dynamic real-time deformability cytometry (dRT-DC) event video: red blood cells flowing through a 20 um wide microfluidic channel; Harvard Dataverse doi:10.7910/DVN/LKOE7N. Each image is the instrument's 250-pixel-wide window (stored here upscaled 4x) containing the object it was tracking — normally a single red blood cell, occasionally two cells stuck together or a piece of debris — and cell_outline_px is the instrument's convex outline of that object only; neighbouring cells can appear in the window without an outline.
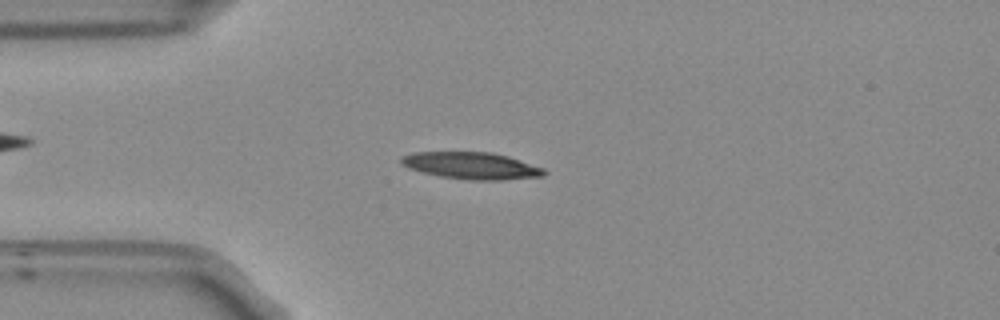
{"species": "Egyptian fruit bat (a non-hibernating species)", "species_latin": "Rousettus aegyptiacus", "temperature_condition": "room temperature", "stored_images_in_passage": 52, "camera_frame_rate_fps": 3000, "um_per_image_px": 0.085, "frame": {"image": 1, "passage_image": 12, "time_ms": 3.667, "image_size_px": [1000, 320], "cell_outline_px": [[548, 172], [544, 176], [500, 180], [468, 180], [440, 176], [408, 168], [400, 164], [400, 156], [412, 152], [492, 152], [508, 156], [544, 168]], "centroid_in_image_um": [40.06, 14.08], "position_along_channel_um": 44.9, "area_um2": 22.54}}
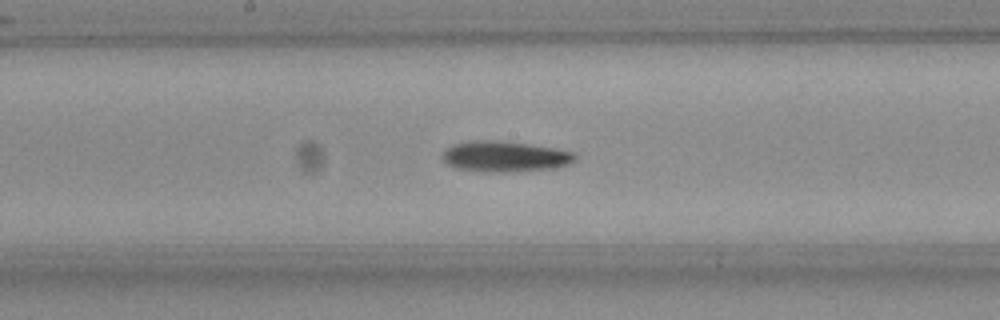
{"frame": {"image": 2, "passage_image": 26, "time_ms": 8.333, "image_size_px": [1000, 320], "cell_outline_px": [[576, 156], [568, 164], [548, 168], [508, 172], [484, 172], [456, 168], [448, 164], [444, 160], [444, 152], [452, 144], [472, 140], [496, 140], [552, 148], [572, 152]], "centroid_in_image_um": [42.84, 13.3], "position_along_channel_um": 205.4, "area_um2": 23.12}}
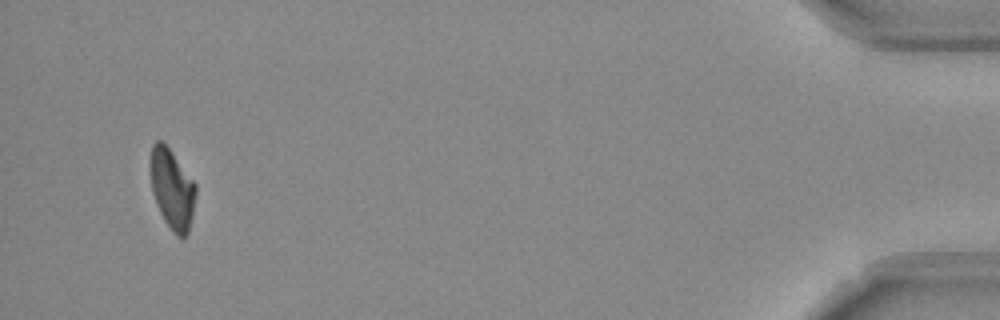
{"frame": {"image": 3, "passage_image": 50, "time_ms": 16.333, "image_size_px": [1000, 320], "cell_outline_px": [[196, 192], [192, 216], [188, 232], [184, 236], [176, 236], [172, 232], [164, 220], [156, 204], [152, 192], [152, 144], [156, 140], [160, 140], [168, 148], [196, 184]], "centroid_in_image_um": [14.65, 16.11], "position_along_channel_um": 420.6, "area_um2": 20.52}, "authors_computed_cell_mechanics": {"area_um2": 21.8484, "velocity_mm_per_s": 3.7421, "shape_relaxation_time_tau1_ms": 8.2155, "shape_relaxation_time_tau2_ms": null, "deformation_change_tau1": 0.2224, "deformation_change_tau2": null}}